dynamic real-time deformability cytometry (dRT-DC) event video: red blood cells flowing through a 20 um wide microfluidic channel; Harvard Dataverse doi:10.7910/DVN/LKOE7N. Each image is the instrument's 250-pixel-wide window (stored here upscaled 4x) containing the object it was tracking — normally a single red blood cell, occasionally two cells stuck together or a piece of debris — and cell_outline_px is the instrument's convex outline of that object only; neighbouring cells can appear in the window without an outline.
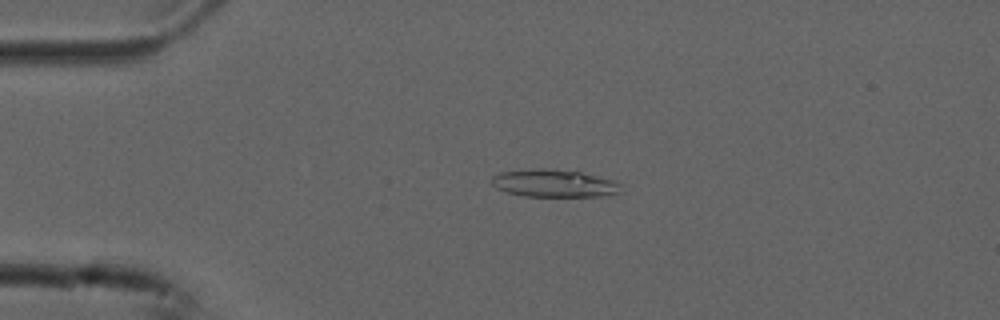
{"species": "common noctule bat (a hibernating species)", "species_latin": "Nyctalus noctula", "temperature_condition": "cold", "stored_images_in_passage": 54, "camera_frame_rate_fps": 3000, "um_per_image_px": 0.085, "animal": {"sex": "male", "forearm_length_mm": 52.5}, "frame": {"image": 1, "passage_image": 12, "time_ms": 3.667, "image_size_px": [1000, 320], "cell_outline_px": [[620, 192], [600, 196], [524, 196], [504, 192], [496, 188], [488, 180], [492, 176], [500, 172], [540, 168], [544, 168], [580, 172], [612, 180], [620, 184]], "centroid_in_image_um": [47.01, 15.58], "position_along_channel_um": 38.0, "area_um2": 20.69}}
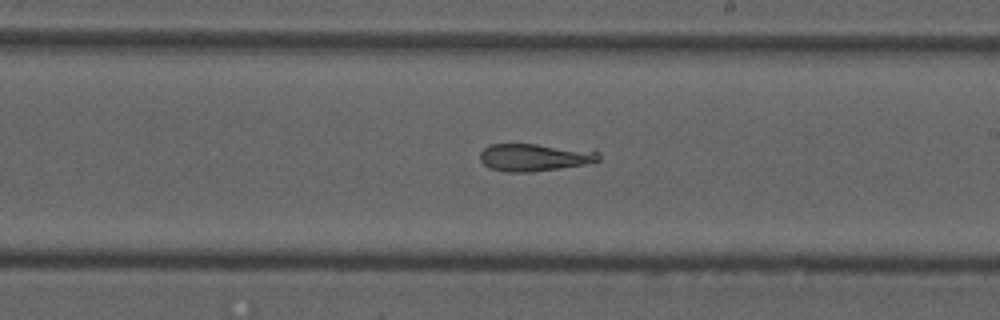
{"frame": {"image": 2, "passage_image": 31, "time_ms": 10.0, "image_size_px": [1000, 320], "cell_outline_px": [[600, 160], [596, 164], [532, 172], [504, 172], [488, 168], [480, 160], [480, 152], [488, 144], [536, 144], [600, 152]], "centroid_in_image_um": [45.45, 13.4], "position_along_channel_um": 243.5, "area_um2": 19.36}}
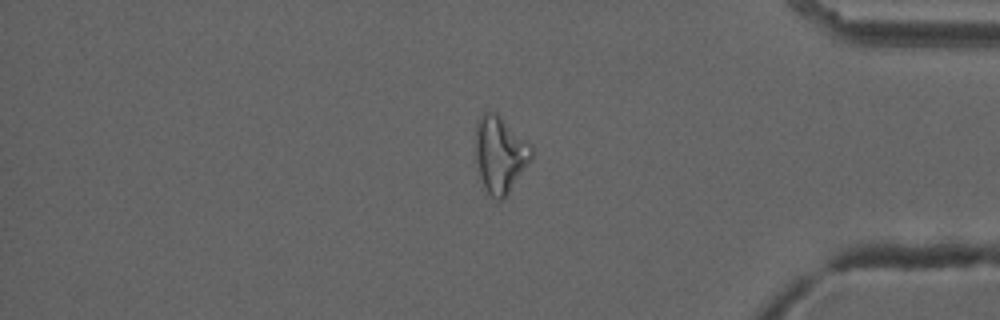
{"frame": {"image": 3, "passage_image": 45, "time_ms": 14.667, "image_size_px": [1000, 320], "cell_outline_px": [[532, 156], [504, 200], [496, 200], [488, 192], [480, 176], [476, 160], [476, 120], [484, 112], [496, 112], [532, 144]], "centroid_in_image_um": [42.5, 13.09], "position_along_channel_um": 392.7, "area_um2": 24.68}}